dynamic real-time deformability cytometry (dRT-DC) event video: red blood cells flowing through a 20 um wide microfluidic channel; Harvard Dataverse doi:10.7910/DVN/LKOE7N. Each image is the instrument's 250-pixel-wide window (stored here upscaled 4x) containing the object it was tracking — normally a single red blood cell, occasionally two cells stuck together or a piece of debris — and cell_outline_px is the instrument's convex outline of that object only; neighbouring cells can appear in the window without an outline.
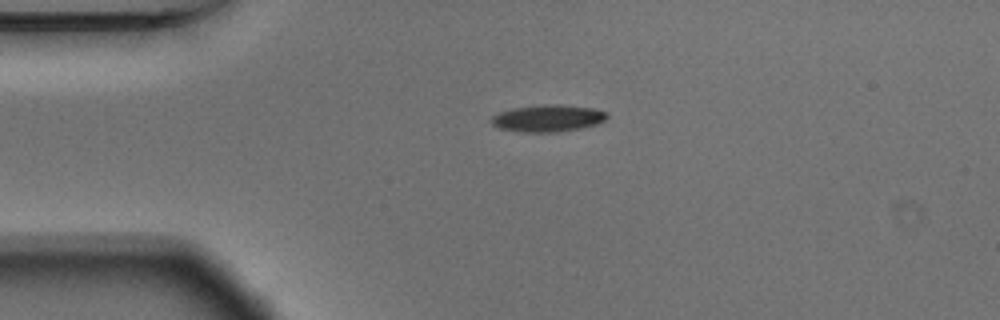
{"species": "Egyptian fruit bat (a non-hibernating species)", "species_latin": "Rousettus aegyptiacus", "temperature_condition": "warm", "stored_images_in_passage": 43, "camera_frame_rate_fps": 3000, "um_per_image_px": 0.085, "animal": {"sex": "male"}, "frame": {"image": 1, "passage_image": 1, "time_ms": 0.0, "image_size_px": [1000, 320], "cell_outline_px": [[608, 116], [604, 120], [596, 124], [580, 128], [556, 132], [524, 132], [500, 128], [492, 124], [492, 116], [500, 112], [512, 108], [544, 104], [556, 104], [592, 108], [608, 112]], "centroid_in_image_um": [46.58, 10.04], "position_along_channel_um": 38.4, "area_um2": 17.98}}
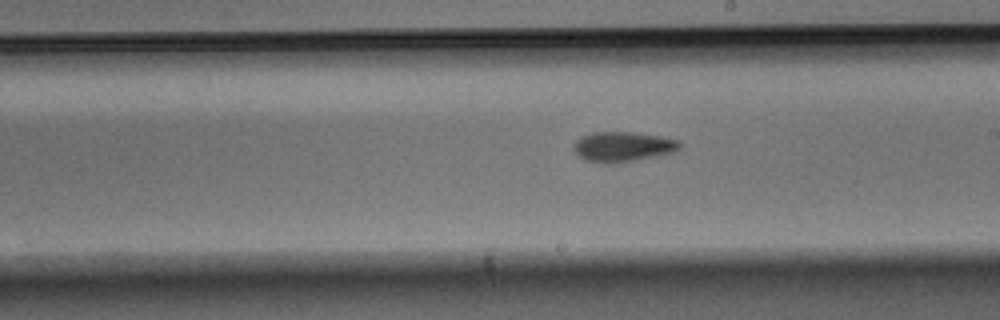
{"frame": {"image": 2, "passage_image": 19, "time_ms": 6.0, "image_size_px": [1000, 320], "cell_outline_px": [[680, 148], [676, 152], [636, 160], [612, 164], [600, 164], [584, 160], [572, 148], [576, 140], [580, 136], [592, 132], [632, 132], [660, 136], [680, 140]], "centroid_in_image_um": [52.93, 12.48], "position_along_channel_um": 236.1, "area_um2": 18.84}}
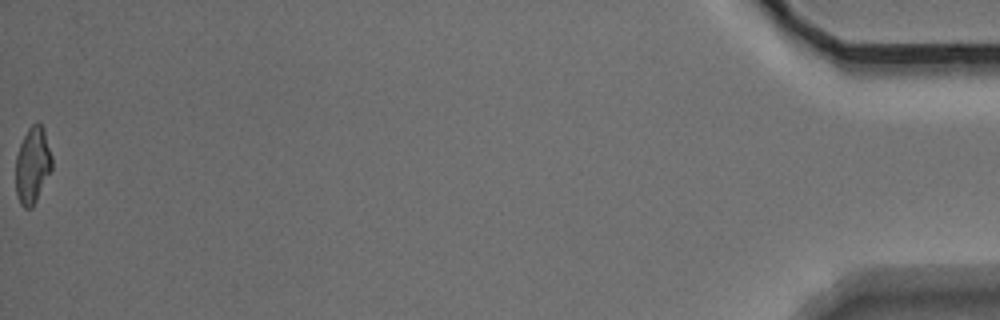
{"frame": {"image": 3, "passage_image": 43, "time_ms": 14.0, "image_size_px": [1000, 320], "cell_outline_px": [[52, 168], [32, 208], [24, 208], [20, 204], [16, 196], [16, 156], [20, 144], [28, 128], [36, 120], [44, 128], [52, 156]], "centroid_in_image_um": [2.76, 14.03], "position_along_channel_um": 432.4, "area_um2": 16.18}, "authors_computed_cell_mechanics": {"area_um2": 17.5134, "velocity_mm_per_s": 3.743, "shape_relaxation_time_tau1_ms": 5.1846, "shape_relaxation_time_tau2_ms": 7.7514, "deformation_change_tau1": 0.1532, "deformation_change_tau2": 0.1774}}